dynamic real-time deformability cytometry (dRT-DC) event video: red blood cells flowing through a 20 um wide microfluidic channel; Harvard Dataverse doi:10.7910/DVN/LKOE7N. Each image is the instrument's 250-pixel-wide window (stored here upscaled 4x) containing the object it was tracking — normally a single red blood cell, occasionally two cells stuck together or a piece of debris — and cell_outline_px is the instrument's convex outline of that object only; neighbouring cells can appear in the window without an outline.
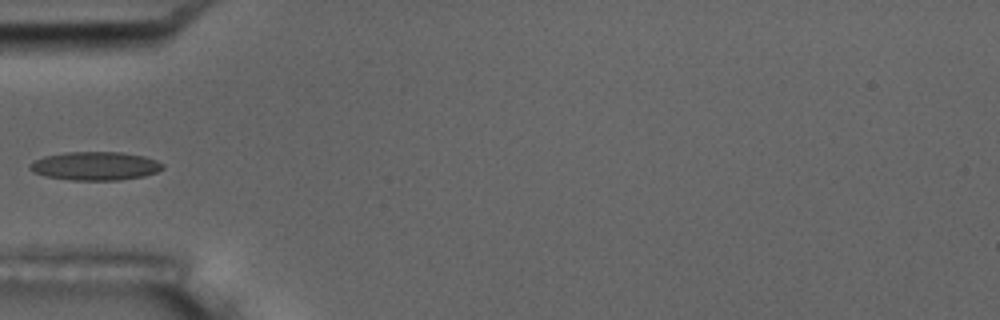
{"species": "common noctule bat (a hibernating species)", "species_latin": "Nyctalus noctula", "temperature_condition": "room temperature", "stored_images_in_passage": 6, "camera_frame_rate_fps": 3000, "um_per_image_px": 0.085, "animal": {"sex": "male", "body_mass_g": 17.5, "forearm_length_mm": 52.3}, "frame": {"image": 1, "passage_image": 5, "time_ms": 5.667, "image_size_px": [1000, 320], "cell_outline_px": [[164, 168], [156, 172], [144, 176], [120, 180], [72, 180], [44, 176], [32, 172], [28, 168], [28, 164], [44, 156], [64, 152], [120, 152], [144, 156], [156, 160], [164, 164]], "centroid_in_image_um": [8.07, 14.11], "position_along_channel_um": 76.9, "area_um2": 22.2}}